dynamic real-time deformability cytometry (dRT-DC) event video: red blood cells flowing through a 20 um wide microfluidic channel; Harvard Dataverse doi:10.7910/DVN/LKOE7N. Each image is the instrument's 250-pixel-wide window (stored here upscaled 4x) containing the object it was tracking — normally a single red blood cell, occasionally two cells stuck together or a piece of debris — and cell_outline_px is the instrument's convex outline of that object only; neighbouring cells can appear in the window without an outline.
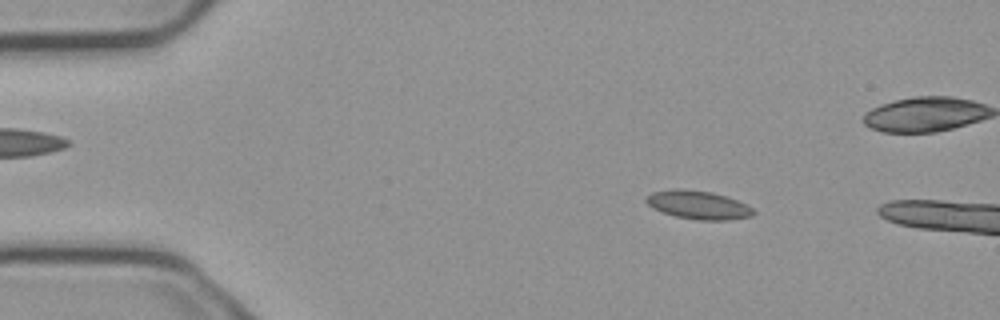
{"species": "common noctule bat (a hibernating species)", "species_latin": "Nyctalus noctula", "temperature_condition": "cold", "stored_images_in_passage": 4, "camera_frame_rate_fps": 3000, "um_per_image_px": 0.085, "animal": {"sex": "male", "body_mass_g": 23.1, "forearm_length_mm": 52.7}, "frame": {"image": 1, "passage_image": 2, "time_ms": 0.333, "image_size_px": [1000, 320], "cell_outline_px": [[756, 212], [752, 216], [728, 220], [700, 220], [676, 216], [652, 208], [644, 200], [644, 196], [652, 192], [676, 188], [680, 188], [712, 192], [736, 200], [752, 208]], "centroid_in_image_um": [59.31, 17.41], "position_along_channel_um": 25.7, "area_um2": 17.69}}